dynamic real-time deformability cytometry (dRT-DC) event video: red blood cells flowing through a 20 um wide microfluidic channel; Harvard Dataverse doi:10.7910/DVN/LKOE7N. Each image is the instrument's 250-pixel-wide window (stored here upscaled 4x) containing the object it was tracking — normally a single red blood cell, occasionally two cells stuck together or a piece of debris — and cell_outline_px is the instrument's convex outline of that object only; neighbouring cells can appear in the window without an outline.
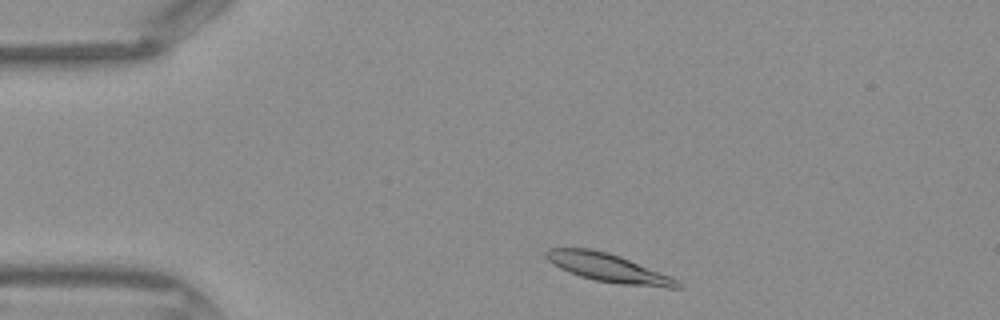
{"species": "Egyptian fruit bat (a non-hibernating species)", "species_latin": "Rousettus aegyptiacus", "temperature_condition": "warm", "stored_images_in_passage": 32, "camera_frame_rate_fps": 3000, "um_per_image_px": 0.085, "frame": {"image": 1, "passage_image": 2, "time_ms": 0.333, "image_size_px": [1000, 320], "cell_outline_px": [[680, 288], [668, 288], [620, 284], [596, 280], [580, 276], [568, 272], [560, 268], [548, 260], [544, 256], [544, 252], [548, 248], [588, 248], [620, 256], [668, 276], [676, 280], [680, 284]], "centroid_in_image_um": [51.63, 22.76], "position_along_channel_um": 33.4, "area_um2": 21.27}}
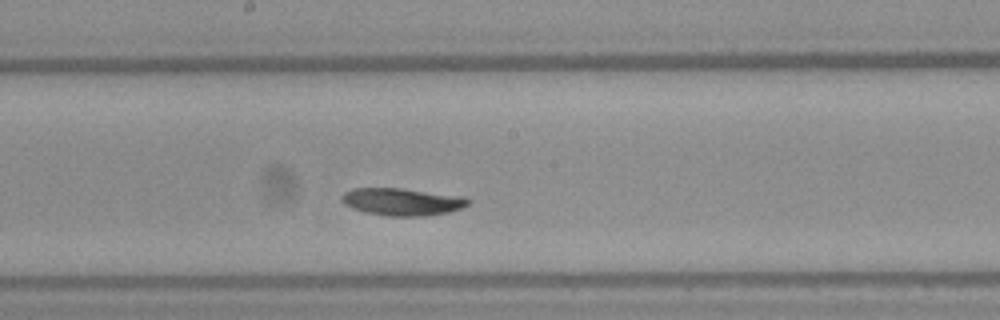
{"frame": {"image": 2, "passage_image": 17, "time_ms": 5.333, "image_size_px": [1000, 320], "cell_outline_px": [[472, 200], [464, 208], [448, 212], [424, 216], [388, 216], [364, 212], [352, 208], [344, 204], [344, 192], [356, 188], [400, 188], [464, 196]], "centroid_in_image_um": [34.25, 17.15], "position_along_channel_um": 214.0, "area_um2": 20.11}}
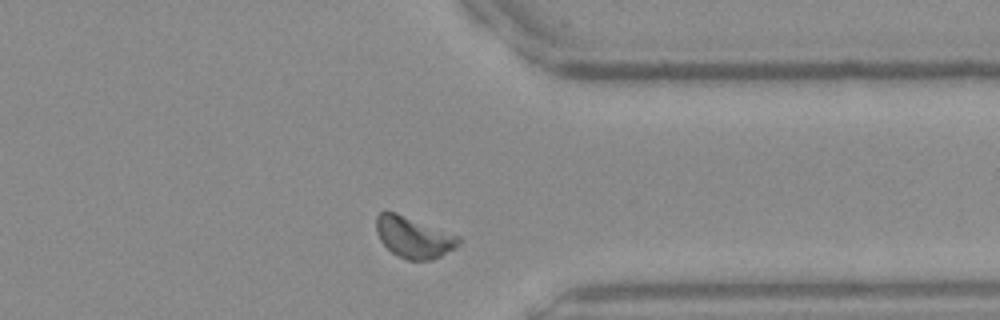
{"frame": {"image": 3, "passage_image": 28, "time_ms": 9.0, "image_size_px": [1000, 320], "cell_outline_px": [[460, 244], [440, 256], [428, 260], [408, 260], [392, 252], [380, 240], [376, 232], [376, 216], [380, 212], [396, 212], [456, 236], [460, 240]], "centroid_in_image_um": [35.1, 20.17], "position_along_channel_um": 376.3, "area_um2": 19.13}}